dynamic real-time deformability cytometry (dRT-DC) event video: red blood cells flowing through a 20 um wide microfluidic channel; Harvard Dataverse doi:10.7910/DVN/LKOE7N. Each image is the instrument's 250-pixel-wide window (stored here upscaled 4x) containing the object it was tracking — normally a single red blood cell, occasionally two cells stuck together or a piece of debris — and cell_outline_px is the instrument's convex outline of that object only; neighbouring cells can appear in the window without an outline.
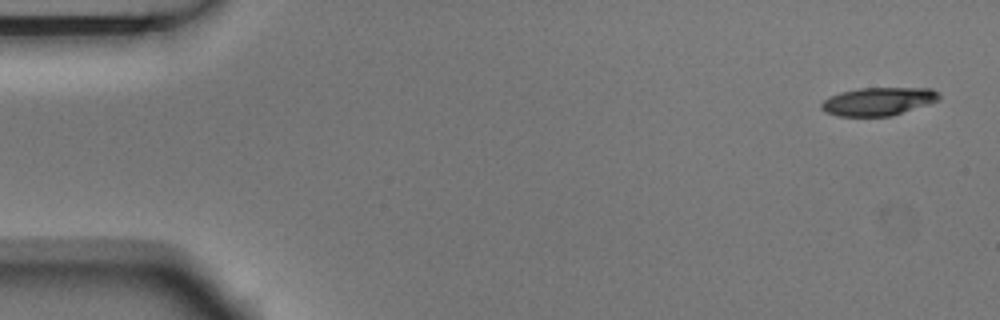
{"species": "Egyptian fruit bat (a non-hibernating species)", "species_latin": "Rousettus aegyptiacus", "temperature_condition": "room temperature", "stored_images_in_passage": 6, "camera_frame_rate_fps": 3000, "um_per_image_px": 0.085, "animal": {"sex": "male"}, "frame": {"image": 1, "passage_image": 1, "time_ms": 0.0, "image_size_px": [1000, 320], "cell_outline_px": [[940, 100], [892, 116], [840, 116], [824, 112], [820, 108], [820, 104], [824, 100], [840, 92], [860, 88], [932, 88], [940, 96]], "centroid_in_image_um": [74.65, 8.62], "position_along_channel_um": 10.4, "area_um2": 19.25}}
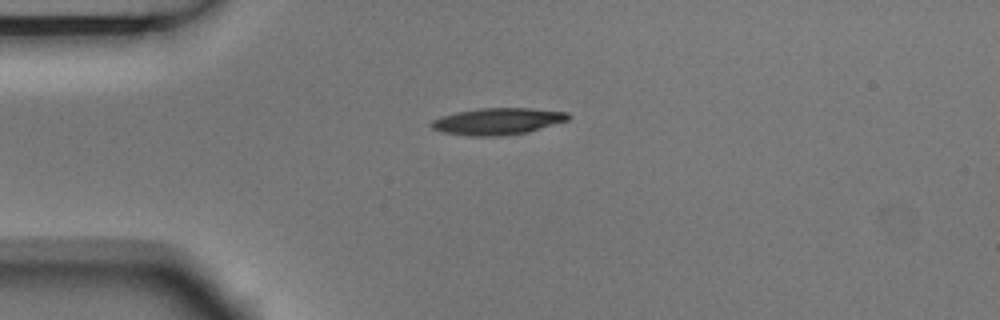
{"frame": {"image": 2, "passage_image": 4, "time_ms": 1.0, "image_size_px": [1000, 320], "cell_outline_px": [[572, 116], [568, 120], [528, 132], [500, 136], [472, 136], [444, 132], [432, 128], [432, 120], [456, 112], [480, 108], [528, 108], [568, 112]], "centroid_in_image_um": [42.35, 10.31], "position_along_channel_um": 42.6, "area_um2": 21.1}}
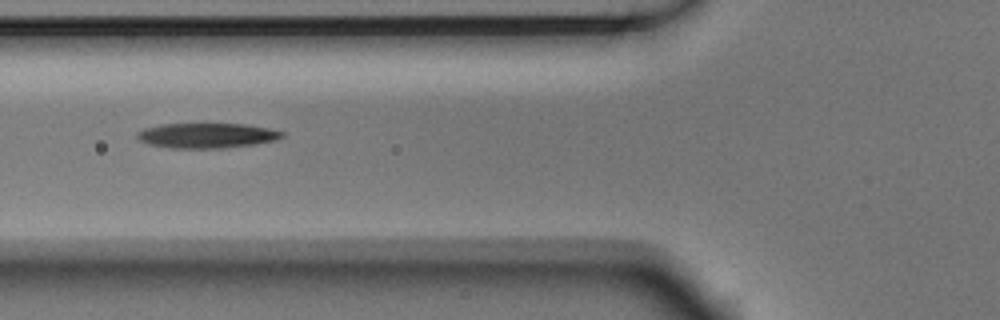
{"frame": {"image": 3, "passage_image": 6, "time_ms": 1.667, "image_size_px": [1000, 320], "cell_outline_px": [[284, 136], [276, 140], [252, 144], [224, 148], [168, 148], [148, 144], [140, 140], [136, 136], [136, 132], [144, 128], [160, 124], [244, 124], [268, 128], [284, 132]], "centroid_in_image_um": [17.54, 11.52], "position_along_channel_um": 108.3, "area_um2": 21.1}}